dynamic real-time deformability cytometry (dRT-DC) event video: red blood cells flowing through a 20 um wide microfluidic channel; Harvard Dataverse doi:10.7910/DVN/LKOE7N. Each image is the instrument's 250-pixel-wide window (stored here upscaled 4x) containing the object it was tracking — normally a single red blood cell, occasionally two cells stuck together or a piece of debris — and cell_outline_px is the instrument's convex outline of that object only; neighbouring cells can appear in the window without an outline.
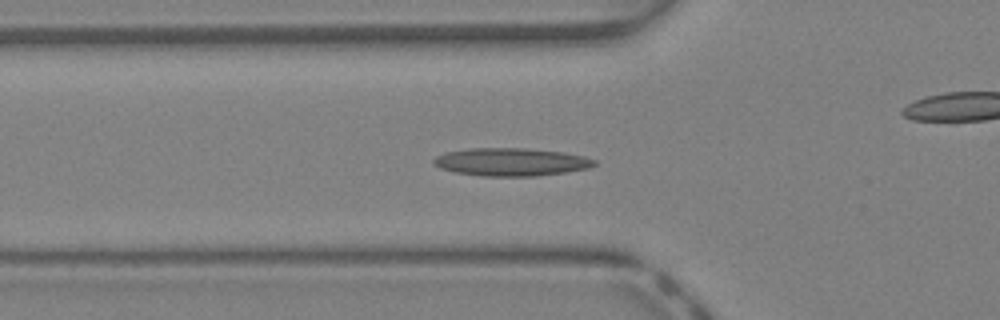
{"species": "Egyptian fruit bat (a non-hibernating species)", "species_latin": "Rousettus aegyptiacus", "temperature_condition": "warm", "stored_images_in_passage": 42, "camera_frame_rate_fps": 3000, "um_per_image_px": 0.085, "animal": {"sex": "female"}, "frame": {"image": 1, "passage_image": 14, "time_ms": 4.333, "image_size_px": [1000, 320], "cell_outline_px": [[596, 164], [588, 168], [564, 172], [536, 176], [484, 176], [456, 172], [440, 168], [432, 164], [432, 160], [436, 156], [444, 152], [468, 148], [524, 148], [564, 152], [584, 156], [596, 160]], "centroid_in_image_um": [43.41, 13.76], "position_along_channel_um": 82.4, "area_um2": 26.18}}
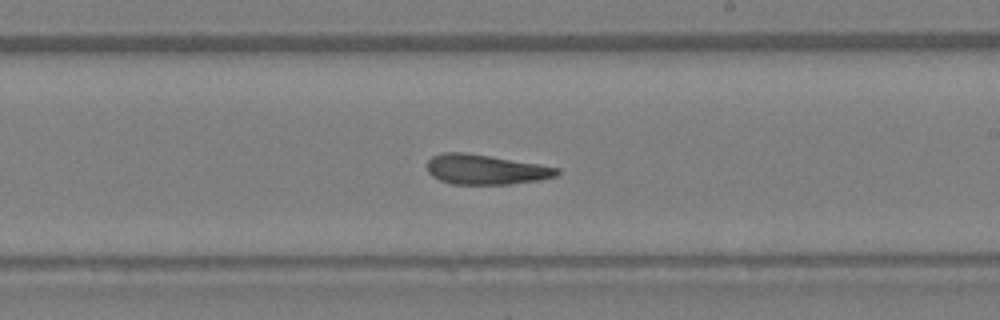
{"frame": {"image": 2, "passage_image": 24, "time_ms": 7.667, "image_size_px": [1000, 320], "cell_outline_px": [[560, 172], [556, 176], [540, 180], [508, 184], [452, 184], [440, 180], [432, 176], [428, 172], [428, 160], [432, 156], [440, 152], [460, 152], [488, 156], [560, 168]], "centroid_in_image_um": [41.25, 14.41], "position_along_channel_um": 247.8, "area_um2": 22.37}}
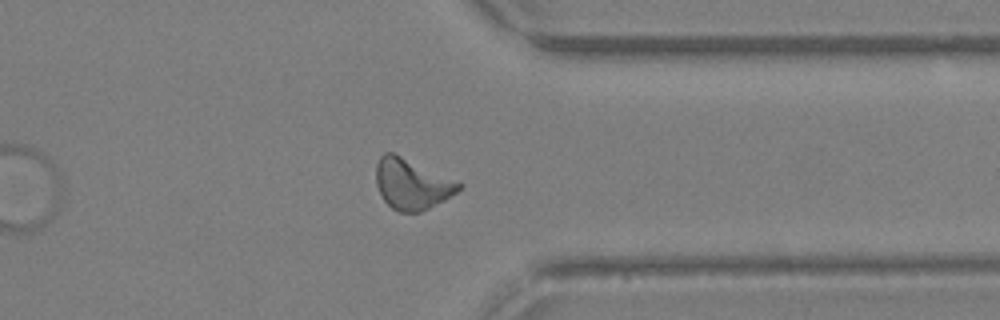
{"frame": {"image": 3, "passage_image": 32, "time_ms": 10.333, "image_size_px": [1000, 320], "cell_outline_px": [[464, 184], [456, 192], [444, 200], [420, 212], [400, 212], [392, 208], [384, 200], [376, 184], [376, 164], [380, 156], [384, 152], [392, 152], [460, 180]], "centroid_in_image_um": [35.03, 15.62], "position_along_channel_um": 376.4, "area_um2": 24.57}, "authors_computed_cell_mechanics": {"area_um2": 23.0044, "velocity_mm_per_s": 4.9624, "shape_relaxation_time_tau1_ms": null, "shape_relaxation_time_tau2_ms": 1.3059, "deformation_change_tau1": null, "deformation_change_tau2": 0.1164}}